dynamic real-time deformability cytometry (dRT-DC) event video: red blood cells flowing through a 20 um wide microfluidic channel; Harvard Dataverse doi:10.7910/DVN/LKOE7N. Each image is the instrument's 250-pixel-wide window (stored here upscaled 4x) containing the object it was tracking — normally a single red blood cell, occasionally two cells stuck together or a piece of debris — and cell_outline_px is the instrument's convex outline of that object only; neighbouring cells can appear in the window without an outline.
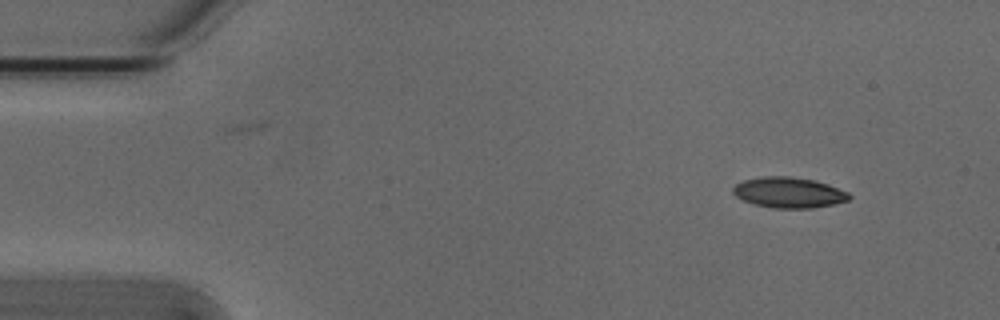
{"species": "Egyptian fruit bat (a non-hibernating species)", "species_latin": "Rousettus aegyptiacus", "temperature_condition": "cold", "stored_images_in_passage": 4, "camera_frame_rate_fps": 3000, "um_per_image_px": 0.085, "animal": {"sex": "male"}, "frame": {"image": 1, "passage_image": 1, "time_ms": 0.0, "image_size_px": [1000, 320], "cell_outline_px": [[852, 196], [848, 200], [832, 204], [812, 208], [772, 208], [756, 204], [744, 200], [736, 196], [732, 192], [732, 188], [736, 184], [744, 180], [764, 176], [792, 176], [816, 180], [828, 184], [848, 192]], "centroid_in_image_um": [67.06, 16.35], "position_along_channel_um": 17.9, "area_um2": 20.69}}